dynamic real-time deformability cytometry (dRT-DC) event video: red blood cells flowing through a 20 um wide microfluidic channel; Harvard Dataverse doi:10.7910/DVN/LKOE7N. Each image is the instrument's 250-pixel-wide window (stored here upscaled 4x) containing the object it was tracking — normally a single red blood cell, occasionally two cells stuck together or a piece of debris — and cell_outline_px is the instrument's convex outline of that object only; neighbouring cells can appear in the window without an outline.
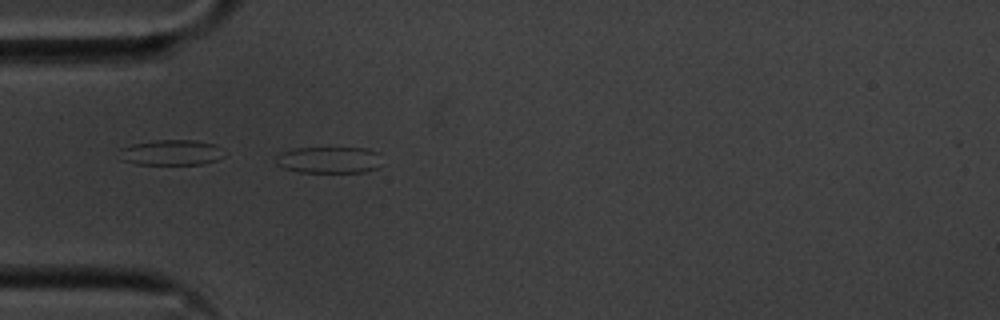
{"species": "common noctule bat (a hibernating species)", "species_latin": "Nyctalus noctula", "temperature_condition": "cold", "stored_images_in_passage": 56, "camera_frame_rate_fps": 3000, "um_per_image_px": 0.085, "animal": {"sex": "male", "body_mass_g": 20.1, "forearm_length_mm": 53.5}, "frame": {"image": 1, "passage_image": 16, "time_ms": 5.0, "image_size_px": [1000, 320], "cell_outline_px": [[380, 152], [376, 168], [364, 172], [300, 172], [284, 168], [276, 164], [276, 156], [280, 152], [296, 148], [368, 148]], "centroid_in_image_um": [27.94, 13.58], "position_along_channel_um": 57.1, "area_um2": 16.36}}
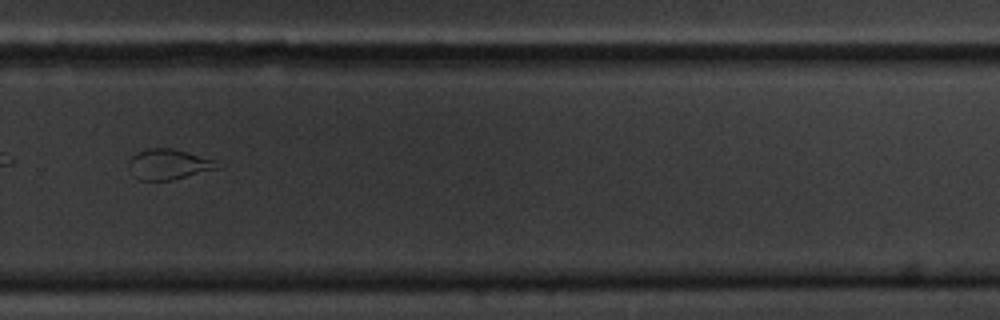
{"frame": {"image": 2, "passage_image": 38, "time_ms": 12.333, "image_size_px": [1000, 320], "cell_outline_px": [[220, 168], [172, 180], [140, 180], [132, 176], [128, 164], [128, 160], [136, 152], [148, 148], [172, 148], [188, 152], [212, 160]], "centroid_in_image_um": [14.25, 13.97], "position_along_channel_um": 315.6, "area_um2": 15.61}}
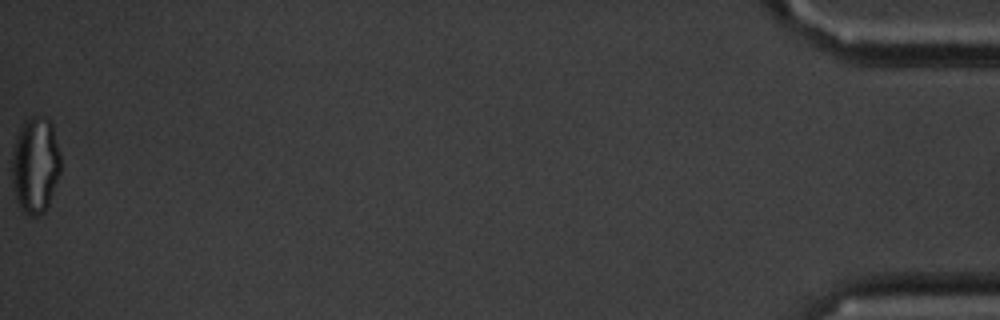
{"frame": {"image": 3, "passage_image": 56, "time_ms": 18.333, "image_size_px": [1000, 320], "cell_outline_px": [[60, 172], [48, 204], [44, 212], [36, 216], [32, 216], [24, 212], [20, 208], [16, 200], [12, 184], [12, 156], [16, 140], [20, 128], [24, 120], [32, 116], [36, 116], [48, 120], [52, 124], [60, 156]], "centroid_in_image_um": [2.99, 14.05], "position_along_channel_um": 432.2, "area_um2": 27.05}, "authors_computed_cell_mechanics": {"area_um2": 23.12, "velocity_mm_per_s": 3.5807, "shape_relaxation_time_tau1_ms": null, "shape_relaxation_time_tau2_ms": 1.2899, "deformation_change_tau1": null, "deformation_change_tau2": 0.0873}}